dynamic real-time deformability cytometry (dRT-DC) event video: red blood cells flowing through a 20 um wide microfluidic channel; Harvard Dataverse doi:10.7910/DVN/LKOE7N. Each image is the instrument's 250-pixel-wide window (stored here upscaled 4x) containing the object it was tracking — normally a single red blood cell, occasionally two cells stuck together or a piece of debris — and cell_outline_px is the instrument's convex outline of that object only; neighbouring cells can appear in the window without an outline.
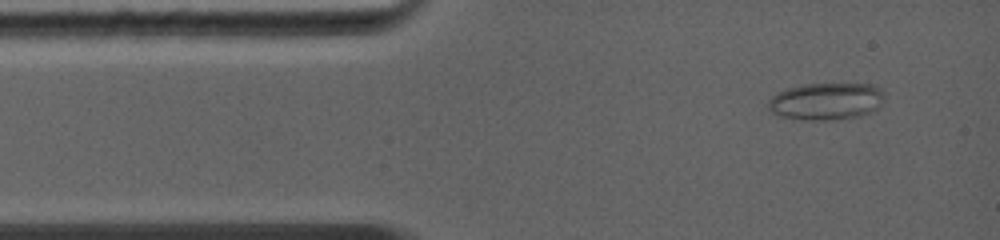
{"species": "common noctule bat (a hibernating species)", "species_latin": "Nyctalus noctula", "temperature_condition": "warm", "stored_images_in_passage": 33, "camera_frame_rate_fps": 5000, "um_per_image_px": 0.085, "animal": {"sex": "female", "body_mass_g": 19.0, "forearm_length_mm": 56.7}, "frame": {"image": 1, "passage_image": 3, "time_ms": 0.8, "image_size_px": [1000, 240], "cell_outline_px": [[880, 104], [872, 112], [860, 116], [836, 120], [800, 120], [780, 116], [772, 112], [768, 108], [768, 100], [772, 96], [788, 88], [804, 84], [872, 84], [880, 88]], "centroid_in_image_um": [70.18, 8.63], "position_along_channel_um": 14.8, "area_um2": 24.97}}
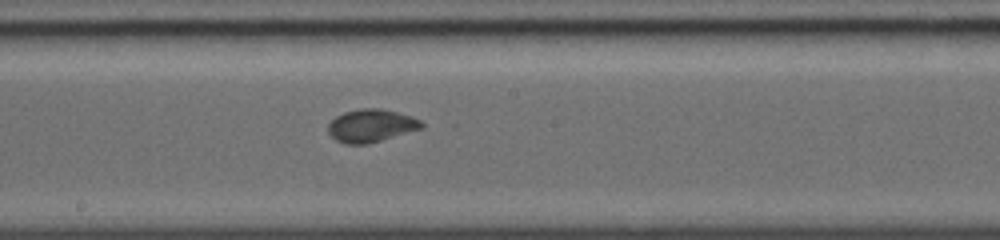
{"frame": {"image": 2, "passage_image": 16, "time_ms": 6.4, "image_size_px": [1000, 240], "cell_outline_px": [[424, 128], [368, 144], [344, 144], [336, 140], [328, 132], [328, 124], [336, 116], [344, 112], [364, 108], [380, 108], [412, 116], [420, 120], [424, 124]], "centroid_in_image_um": [31.56, 10.69], "position_along_channel_um": 216.6, "area_um2": 17.92}}
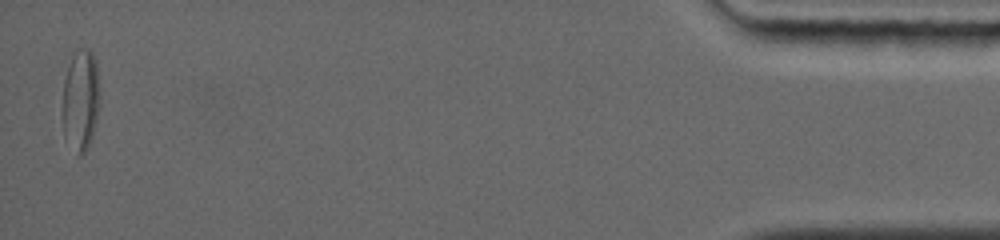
{"frame": {"image": 3, "passage_image": 33, "time_ms": 14.0, "image_size_px": [1000, 240], "cell_outline_px": [[100, 96], [96, 120], [92, 136], [88, 148], [80, 156], [64, 136], [64, 80], [68, 68], [76, 52], [92, 52], [96, 64]], "centroid_in_image_um": [6.88, 8.58], "position_along_channel_um": 428.3, "area_um2": 20.98}}